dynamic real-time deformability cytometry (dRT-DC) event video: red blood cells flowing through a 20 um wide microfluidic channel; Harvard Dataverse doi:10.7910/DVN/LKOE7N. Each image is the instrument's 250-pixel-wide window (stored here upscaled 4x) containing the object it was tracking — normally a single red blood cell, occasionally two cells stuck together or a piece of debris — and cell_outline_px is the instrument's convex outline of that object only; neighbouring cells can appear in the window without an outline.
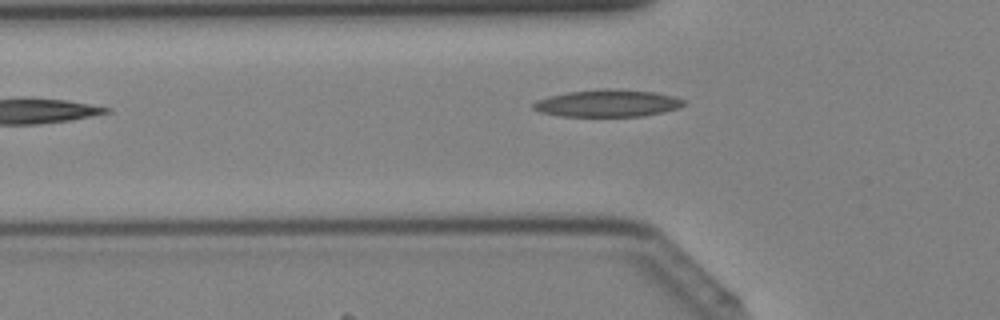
{"species": "Egyptian fruit bat (a non-hibernating species)", "species_latin": "Rousettus aegyptiacus", "temperature_condition": "cold", "stored_images_in_passage": 29, "camera_frame_rate_fps": 3000, "um_per_image_px": 0.085, "animal": {"sex": "female"}, "frame": {"image": 1, "passage_image": 3, "time_ms": 0.667, "image_size_px": [1000, 320], "cell_outline_px": [[684, 104], [676, 108], [644, 116], [560, 116], [540, 112], [532, 108], [532, 104], [536, 100], [548, 96], [568, 92], [604, 88], [616, 88], [652, 92], [672, 96], [684, 100]], "centroid_in_image_um": [51.57, 8.77], "position_along_channel_um": 74.2, "area_um2": 23.7}}
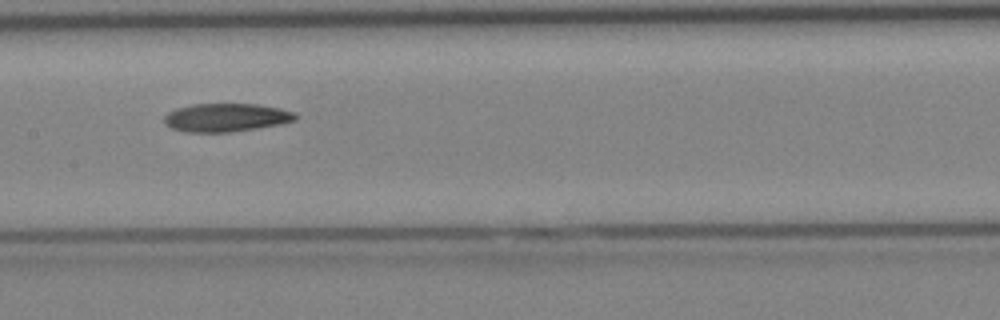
{"frame": {"image": 2, "passage_image": 10, "time_ms": 3.0, "image_size_px": [1000, 320], "cell_outline_px": [[300, 116], [296, 120], [280, 124], [256, 128], [228, 132], [184, 132], [172, 128], [164, 124], [164, 116], [168, 112], [176, 108], [192, 104], [256, 104], [280, 108], [296, 112]], "centroid_in_image_um": [19.23, 9.98], "position_along_channel_um": 188.2, "area_um2": 21.79}}
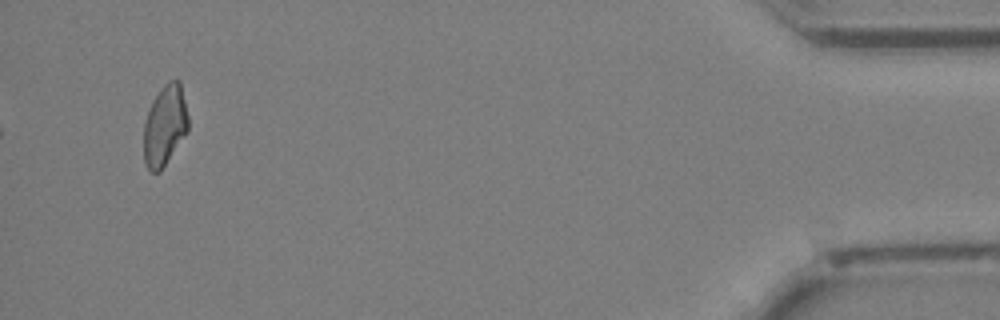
{"frame": {"image": 3, "passage_image": 29, "time_ms": 9.333, "image_size_px": [1000, 320], "cell_outline_px": [[188, 132], [160, 172], [152, 172], [144, 164], [144, 124], [152, 100], [160, 88], [168, 80], [180, 80], [188, 116]], "centroid_in_image_um": [14.02, 10.66], "position_along_channel_um": 421.2, "area_um2": 21.04}}